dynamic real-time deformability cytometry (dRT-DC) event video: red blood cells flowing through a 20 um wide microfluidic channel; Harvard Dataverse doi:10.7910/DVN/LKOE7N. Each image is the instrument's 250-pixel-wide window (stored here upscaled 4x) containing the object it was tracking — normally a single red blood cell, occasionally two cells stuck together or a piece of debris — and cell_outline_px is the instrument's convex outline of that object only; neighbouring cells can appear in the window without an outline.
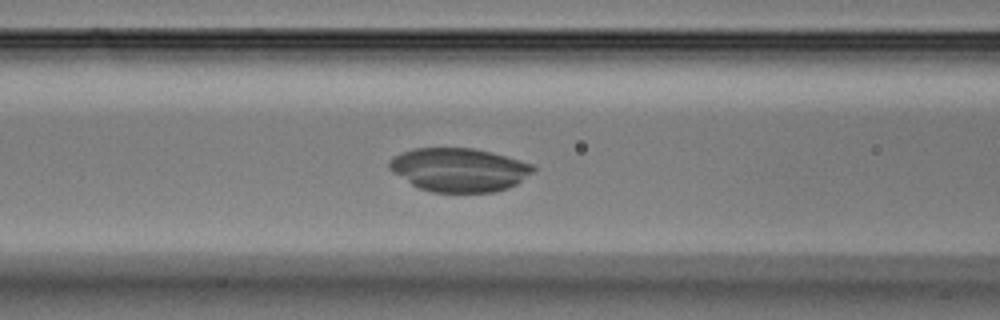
{"species": "Egyptian fruit bat (a non-hibernating species)", "species_latin": "Rousettus aegyptiacus", "temperature_condition": "warm", "stored_images_in_passage": 34, "camera_frame_rate_fps": 3000, "um_per_image_px": 0.085, "animal": {"sex": "male"}, "frame": {"image": 1, "passage_image": 10, "time_ms": 3.0, "image_size_px": [1000, 320], "cell_outline_px": [[536, 168], [532, 172], [516, 184], [508, 188], [496, 192], [432, 192], [420, 188], [412, 184], [392, 172], [388, 168], [388, 160], [392, 156], [400, 152], [412, 148], [472, 148], [492, 152], [520, 160], [532, 164]], "centroid_in_image_um": [38.98, 14.42], "position_along_channel_um": 127.6, "area_um2": 36.65}}
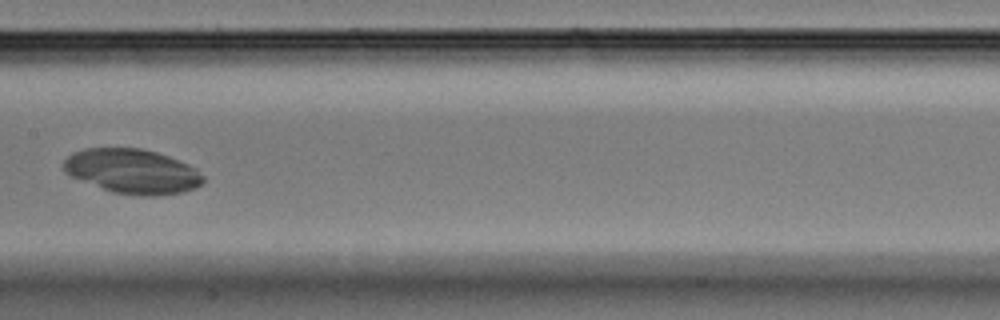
{"frame": {"image": 2, "passage_image": 14, "time_ms": 4.333, "image_size_px": [1000, 320], "cell_outline_px": [[204, 184], [196, 188], [184, 192], [156, 196], [140, 196], [112, 192], [72, 176], [64, 172], [64, 160], [72, 152], [84, 148], [140, 148], [156, 152], [168, 156], [188, 164], [196, 168], [204, 176]], "centroid_in_image_um": [11.29, 14.56], "position_along_channel_um": 196.1, "area_um2": 36.36}}
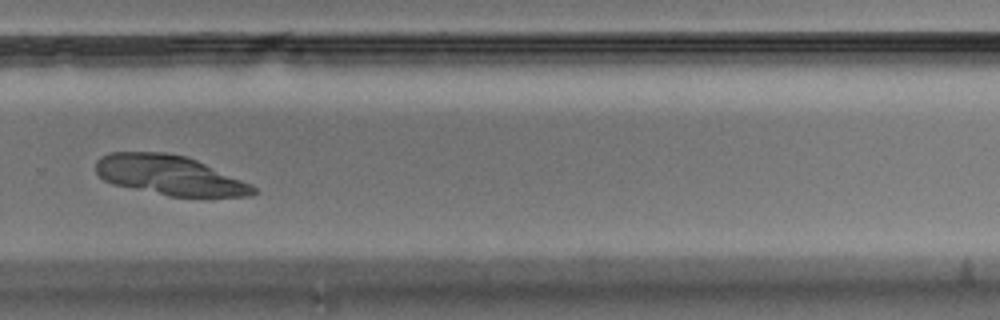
{"frame": {"image": 3, "passage_image": 21, "time_ms": 6.667, "image_size_px": [1000, 320], "cell_outline_px": [[256, 192], [252, 196], [168, 196], [112, 184], [104, 180], [96, 172], [96, 160], [100, 156], [108, 152], [164, 152], [184, 156], [196, 160], [252, 184], [256, 188]], "centroid_in_image_um": [14.38, 14.89], "position_along_channel_um": 315.4, "area_um2": 36.24}}